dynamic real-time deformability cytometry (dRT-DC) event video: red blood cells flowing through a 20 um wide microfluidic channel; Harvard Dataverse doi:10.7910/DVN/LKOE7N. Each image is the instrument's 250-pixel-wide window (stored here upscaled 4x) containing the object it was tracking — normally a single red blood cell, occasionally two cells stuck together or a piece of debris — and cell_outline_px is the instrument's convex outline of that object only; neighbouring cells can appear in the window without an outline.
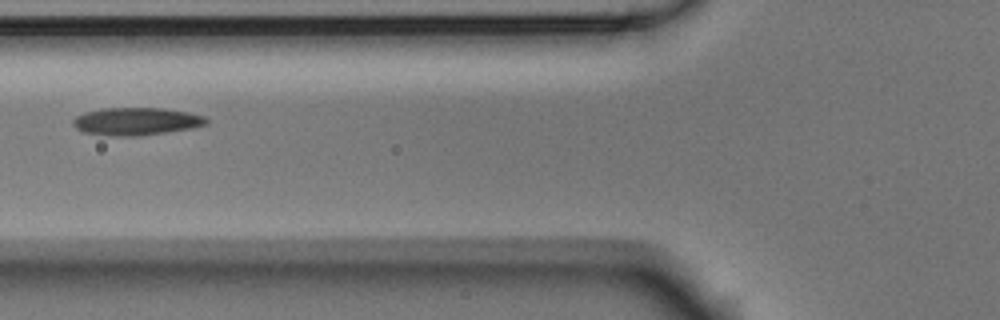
{"species": "Egyptian fruit bat (a non-hibernating species)", "species_latin": "Rousettus aegyptiacus", "temperature_condition": "room temperature", "stored_images_in_passage": 9, "camera_frame_rate_fps": 3000, "um_per_image_px": 0.085, "animal": {"sex": "male"}, "frame": {"image": 1, "passage_image": 6, "time_ms": 1.667, "image_size_px": [1000, 320], "cell_outline_px": [[208, 124], [192, 128], [140, 136], [112, 136], [84, 132], [76, 128], [72, 124], [72, 120], [76, 116], [84, 112], [104, 108], [164, 108], [188, 112], [204, 116], [208, 120]], "centroid_in_image_um": [11.58, 10.31], "position_along_channel_um": 114.2, "area_um2": 21.56}}
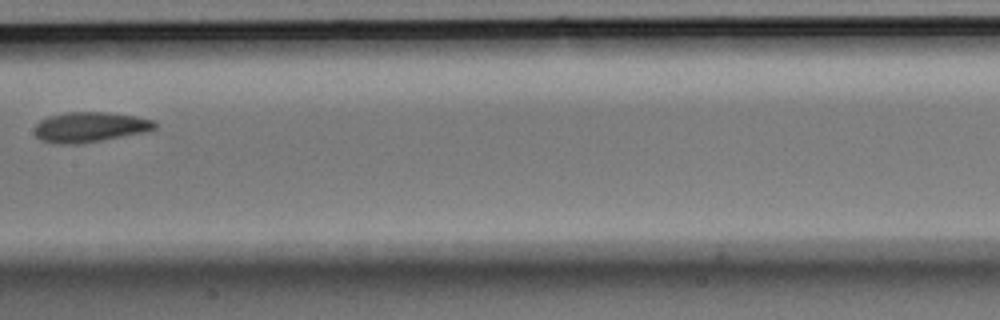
{"frame": {"image": 2, "passage_image": 8, "time_ms": 2.333, "image_size_px": [1000, 320], "cell_outline_px": [[160, 124], [156, 128], [148, 132], [76, 144], [56, 144], [40, 140], [36, 136], [36, 124], [40, 120], [48, 116], [64, 112], [108, 112], [136, 116], [156, 120]], "centroid_in_image_um": [7.7, 10.79], "position_along_channel_um": 199.7, "area_um2": 21.39}}
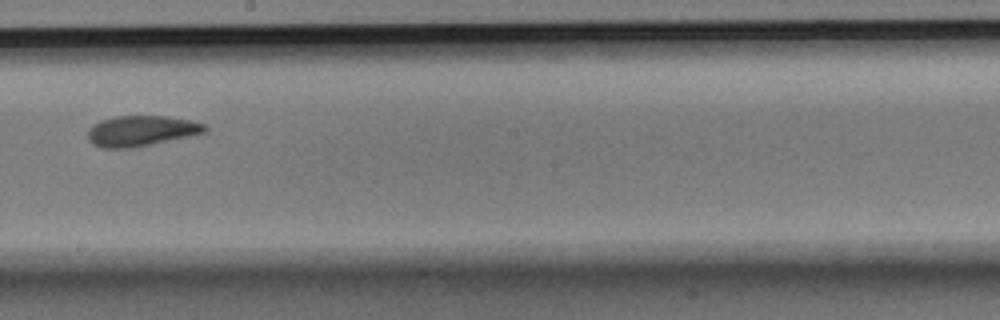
{"frame": {"image": 3, "passage_image": 9, "time_ms": 2.667, "image_size_px": [1000, 320], "cell_outline_px": [[208, 128], [204, 132], [132, 148], [100, 148], [92, 144], [88, 140], [88, 132], [100, 120], [116, 116], [168, 116], [188, 120], [204, 124]], "centroid_in_image_um": [11.96, 11.12], "position_along_channel_um": 236.2, "area_um2": 20.4}}